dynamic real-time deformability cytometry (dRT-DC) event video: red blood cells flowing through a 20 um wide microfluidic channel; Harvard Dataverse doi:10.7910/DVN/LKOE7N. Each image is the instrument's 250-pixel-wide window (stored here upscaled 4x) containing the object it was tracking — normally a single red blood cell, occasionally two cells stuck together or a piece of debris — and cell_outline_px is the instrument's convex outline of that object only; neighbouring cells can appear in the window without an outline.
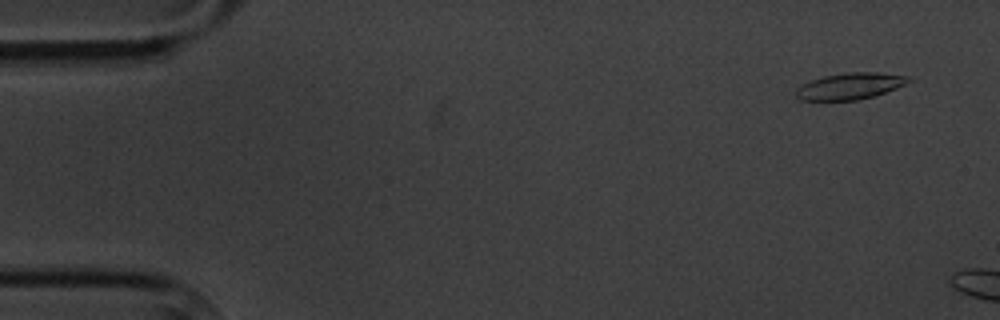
{"species": "common noctule bat (a hibernating species)", "species_latin": "Nyctalus noctula", "temperature_condition": "cold", "stored_images_in_passage": 4, "camera_frame_rate_fps": 3000, "um_per_image_px": 0.085, "animal": {"sex": "male", "body_mass_g": 20.1, "forearm_length_mm": 53.5}, "frame": {"image": 1, "passage_image": 1, "time_ms": 0.0, "image_size_px": [1000, 320], "cell_outline_px": [[912, 80], [896, 88], [876, 96], [860, 100], [800, 100], [796, 96], [796, 88], [812, 80], [824, 76], [848, 72], [876, 72], [908, 76]], "centroid_in_image_um": [72.27, 7.32], "position_along_channel_um": 12.7, "area_um2": 17.28}}